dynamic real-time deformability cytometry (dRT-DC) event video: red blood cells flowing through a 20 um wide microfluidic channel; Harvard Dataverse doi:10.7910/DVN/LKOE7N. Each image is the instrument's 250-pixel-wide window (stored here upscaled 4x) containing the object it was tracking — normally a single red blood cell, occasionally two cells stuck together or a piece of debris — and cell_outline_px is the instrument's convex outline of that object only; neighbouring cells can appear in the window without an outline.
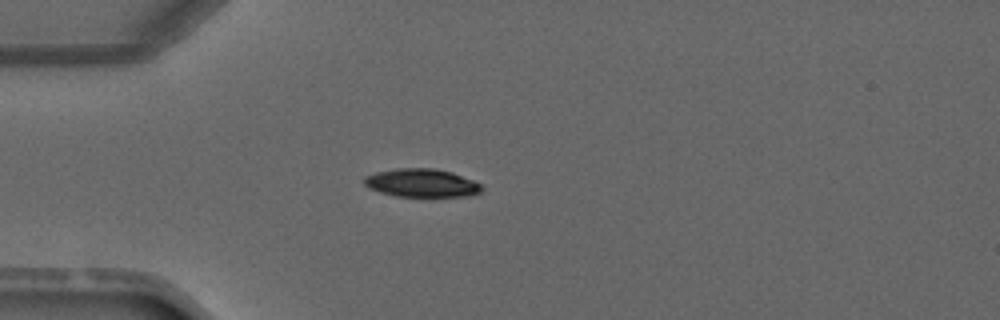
{"species": "common noctule bat (a hibernating species)", "species_latin": "Nyctalus noctula", "temperature_condition": "warm", "stored_images_in_passage": 4, "camera_frame_rate_fps": 3000, "um_per_image_px": 0.085, "animal": {"sex": "male", "forearm_length_mm": 52.5}, "frame": {"image": 1, "passage_image": 4, "time_ms": 4.333, "image_size_px": [1000, 320], "cell_outline_px": [[484, 188], [480, 192], [472, 196], [396, 196], [380, 192], [368, 188], [364, 184], [364, 176], [376, 172], [396, 168], [432, 168], [452, 172], [472, 180], [480, 184]], "centroid_in_image_um": [35.83, 15.55], "position_along_channel_um": 49.2, "area_um2": 19.36}}